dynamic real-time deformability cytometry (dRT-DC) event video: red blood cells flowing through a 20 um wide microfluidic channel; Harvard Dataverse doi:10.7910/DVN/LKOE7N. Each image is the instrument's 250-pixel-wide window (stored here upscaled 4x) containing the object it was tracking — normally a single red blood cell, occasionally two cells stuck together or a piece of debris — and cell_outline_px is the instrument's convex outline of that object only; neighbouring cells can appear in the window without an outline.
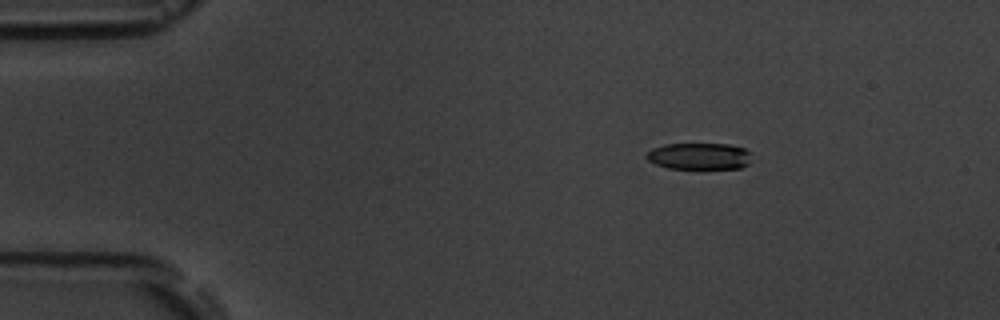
{"species": "common noctule bat (a hibernating species)", "species_latin": "Nyctalus noctula", "temperature_condition": "room temperature", "stored_images_in_passage": 6, "segment_of_instrument_passage": [1, 2], "camera_frame_rate_fps": 3000, "um_per_image_px": 0.085, "animal": {"sex": "male", "body_mass_g": 19.5, "forearm_length_mm": 54.6}, "frame": {"image": 1, "passage_image": 3, "time_ms": 3.0, "image_size_px": [1000, 320], "cell_outline_px": [[748, 164], [740, 168], [668, 168], [656, 164], [648, 160], [644, 156], [652, 148], [664, 144], [728, 144], [744, 148], [748, 152]], "centroid_in_image_um": [59.38, 13.27], "position_along_channel_um": 25.6, "area_um2": 16.07}}